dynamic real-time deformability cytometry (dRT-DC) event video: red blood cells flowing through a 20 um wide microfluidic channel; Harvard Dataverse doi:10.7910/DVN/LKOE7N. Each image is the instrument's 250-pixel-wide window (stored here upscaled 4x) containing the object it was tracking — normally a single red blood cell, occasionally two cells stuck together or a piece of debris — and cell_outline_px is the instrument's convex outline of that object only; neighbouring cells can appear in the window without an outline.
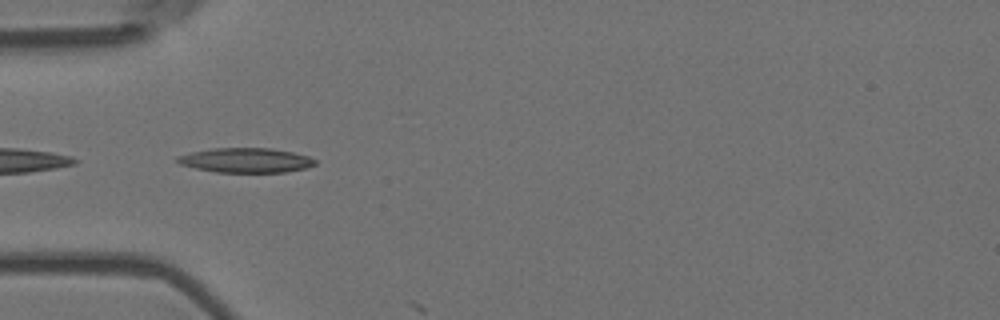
{"species": "Egyptian fruit bat (a non-hibernating species)", "species_latin": "Rousettus aegyptiacus", "temperature_condition": "room temperature", "stored_images_in_passage": 2, "camera_frame_rate_fps": 3000, "um_per_image_px": 0.085, "animal": {"sex": "female"}, "frame": {"image": 1, "passage_image": 1, "time_ms": 0.0, "image_size_px": [1000, 320], "cell_outline_px": [[316, 164], [308, 168], [288, 172], [216, 172], [196, 168], [180, 164], [176, 160], [176, 156], [192, 152], [212, 148], [272, 148], [292, 152], [308, 156], [316, 160]], "centroid_in_image_um": [20.93, 13.62], "position_along_channel_um": 64.1, "area_um2": 19.83}}